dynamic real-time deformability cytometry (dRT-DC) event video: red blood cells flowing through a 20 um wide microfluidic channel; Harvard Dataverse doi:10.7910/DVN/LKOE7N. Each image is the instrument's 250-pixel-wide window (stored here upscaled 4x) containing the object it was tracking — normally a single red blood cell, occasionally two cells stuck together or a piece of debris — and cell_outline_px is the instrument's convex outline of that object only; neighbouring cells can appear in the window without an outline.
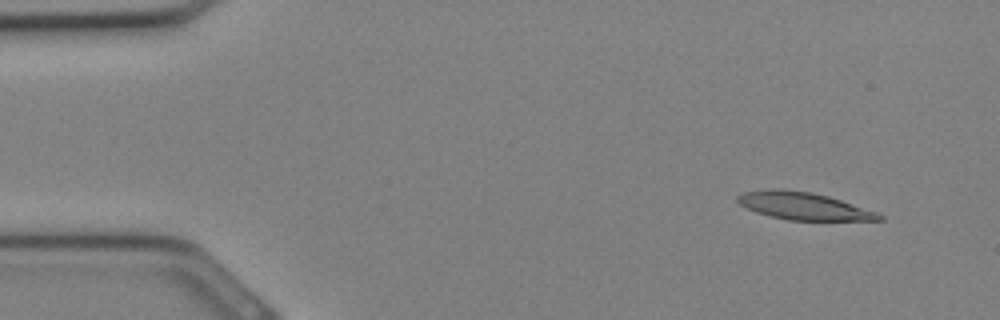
{"species": "Egyptian fruit bat (a non-hibernating species)", "species_latin": "Rousettus aegyptiacus", "temperature_condition": "cold", "stored_images_in_passage": 33, "segment_of_instrument_passage": [1, 2], "camera_frame_rate_fps": 3000, "um_per_image_px": 0.085, "animal": {"sex": "female"}, "frame": {"image": 1, "passage_image": 3, "time_ms": 0.667, "image_size_px": [1000, 320], "cell_outline_px": [[884, 220], [788, 220], [772, 216], [748, 208], [740, 204], [736, 200], [736, 196], [744, 192], [772, 188], [784, 188], [812, 192], [828, 196], [876, 212], [884, 216]], "centroid_in_image_um": [68.29, 17.49], "position_along_channel_um": 16.7, "area_um2": 22.37}}
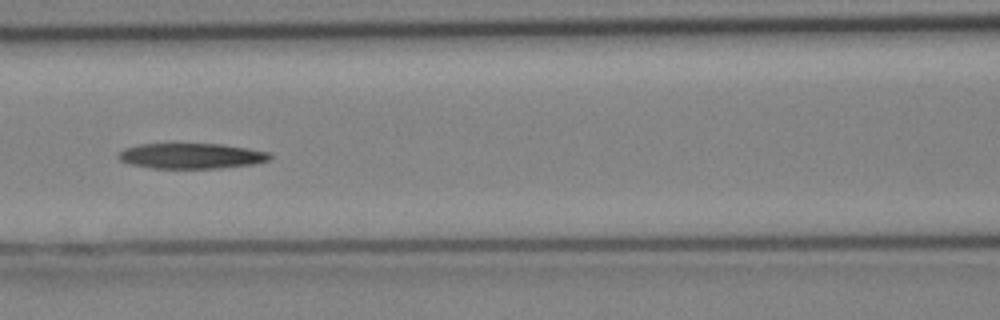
{"frame": {"image": 2, "passage_image": 14, "time_ms": 4.333, "image_size_px": [1000, 320], "cell_outline_px": [[272, 160], [252, 164], [216, 168], [152, 168], [132, 164], [120, 160], [116, 156], [124, 148], [140, 144], [224, 144], [248, 148], [268, 152], [272, 156]], "centroid_in_image_um": [16.28, 13.25], "position_along_channel_um": 150.3, "area_um2": 22.37}}
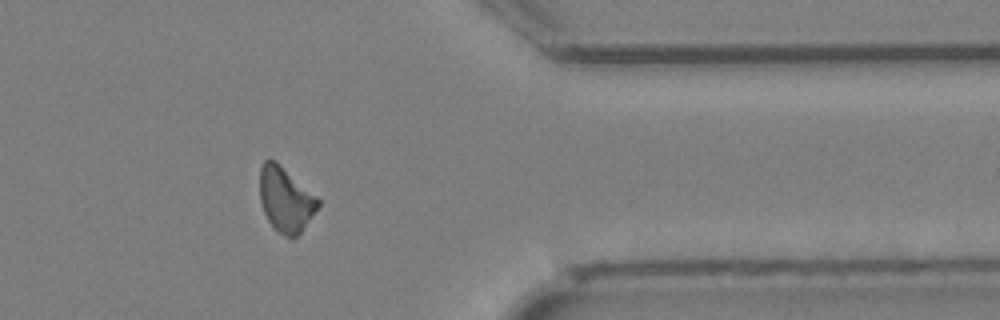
{"frame": {"image": 3, "passage_image": 26, "time_ms": 8.333, "image_size_px": [1000, 320], "cell_outline_px": [[320, 204], [300, 232], [296, 236], [284, 236], [276, 232], [268, 220], [264, 212], [260, 200], [260, 168], [264, 160], [272, 160], [320, 200]], "centroid_in_image_um": [24.24, 17.01], "position_along_channel_um": 387.2, "area_um2": 21.1}}